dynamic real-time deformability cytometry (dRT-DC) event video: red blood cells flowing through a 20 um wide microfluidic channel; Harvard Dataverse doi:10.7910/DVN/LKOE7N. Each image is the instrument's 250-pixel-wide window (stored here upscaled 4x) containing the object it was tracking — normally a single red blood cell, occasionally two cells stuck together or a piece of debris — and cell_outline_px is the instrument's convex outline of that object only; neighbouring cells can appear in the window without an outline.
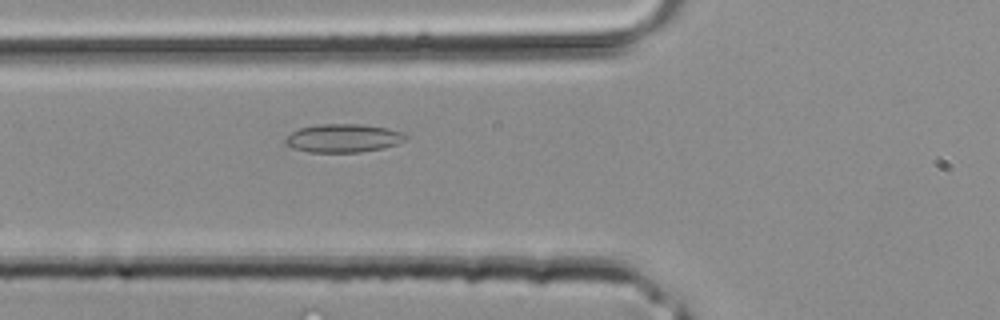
{"species": "common noctule bat (a hibernating species)", "species_latin": "Nyctalus noctula", "temperature_condition": "room temperature", "stored_images_in_passage": 3, "camera_frame_rate_fps": 3000, "um_per_image_px": 0.085, "animal": {"sex": "male", "body_mass_g": 20.4}, "frame": {"image": 1, "passage_image": 3, "time_ms": 0.667, "image_size_px": [1000, 320], "cell_outline_px": [[408, 136], [404, 140], [396, 144], [380, 148], [360, 152], [308, 152], [292, 148], [284, 140], [292, 132], [300, 128], [316, 124], [360, 124], [388, 128], [400, 132]], "centroid_in_image_um": [29.15, 11.74], "position_along_channel_um": 96.6, "area_um2": 19.65}}